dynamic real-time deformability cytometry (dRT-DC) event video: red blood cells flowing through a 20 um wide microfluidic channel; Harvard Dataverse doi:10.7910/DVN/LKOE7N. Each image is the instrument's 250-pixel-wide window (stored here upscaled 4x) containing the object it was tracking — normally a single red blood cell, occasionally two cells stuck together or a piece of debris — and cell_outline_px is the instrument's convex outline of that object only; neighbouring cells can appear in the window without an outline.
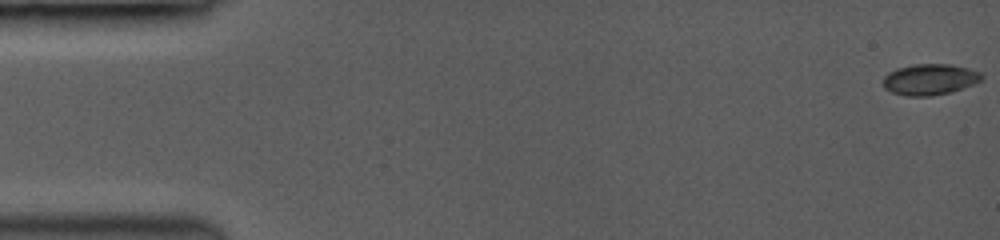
{"species": "common noctule bat (a hibernating species)", "species_latin": "Nyctalus noctula", "temperature_condition": "room temperature", "stored_images_in_passage": 56, "camera_frame_rate_fps": 3500, "um_per_image_px": 0.085, "animal": {"sex": "female", "body_mass_g": 19.0, "forearm_length_mm": 53.3}, "frame": {"image": 1, "passage_image": 1, "time_ms": 0.0, "image_size_px": [1000, 240], "cell_outline_px": [[984, 76], [980, 80], [972, 84], [948, 92], [932, 96], [908, 96], [892, 92], [884, 88], [884, 76], [888, 72], [896, 68], [916, 64], [952, 64], [968, 68], [980, 72]], "centroid_in_image_um": [79.01, 6.74], "position_along_channel_um": 6.0, "area_um2": 17.63}}
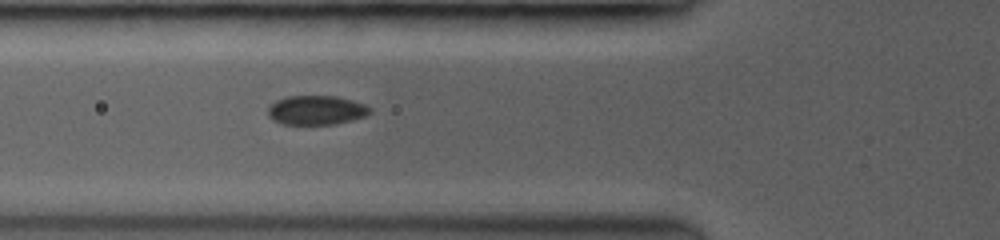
{"frame": {"image": 2, "passage_image": 22, "time_ms": 6.0, "image_size_px": [1000, 240], "cell_outline_px": [[372, 112], [364, 116], [352, 120], [336, 124], [284, 124], [272, 120], [268, 116], [268, 108], [276, 100], [288, 96], [336, 96], [364, 104], [372, 108]], "centroid_in_image_um": [26.88, 9.37], "position_along_channel_um": 98.9, "area_um2": 17.34}}
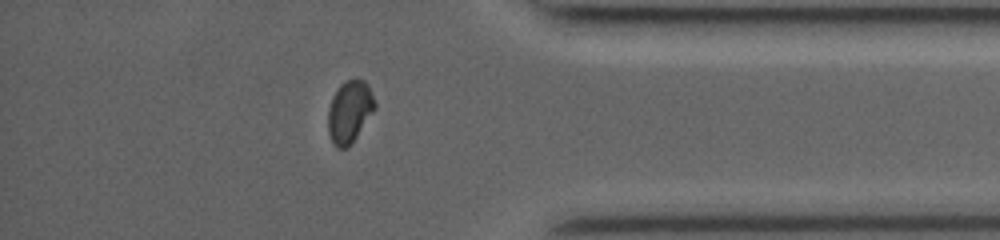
{"frame": {"image": 3, "passage_image": 49, "time_ms": 13.714, "image_size_px": [1000, 240], "cell_outline_px": [[376, 108], [348, 148], [336, 148], [332, 144], [328, 132], [328, 108], [332, 96], [340, 84], [356, 76], [364, 80], [368, 84], [376, 104]], "centroid_in_image_um": [29.7, 9.47], "position_along_channel_um": 405.5, "area_um2": 17.22}}